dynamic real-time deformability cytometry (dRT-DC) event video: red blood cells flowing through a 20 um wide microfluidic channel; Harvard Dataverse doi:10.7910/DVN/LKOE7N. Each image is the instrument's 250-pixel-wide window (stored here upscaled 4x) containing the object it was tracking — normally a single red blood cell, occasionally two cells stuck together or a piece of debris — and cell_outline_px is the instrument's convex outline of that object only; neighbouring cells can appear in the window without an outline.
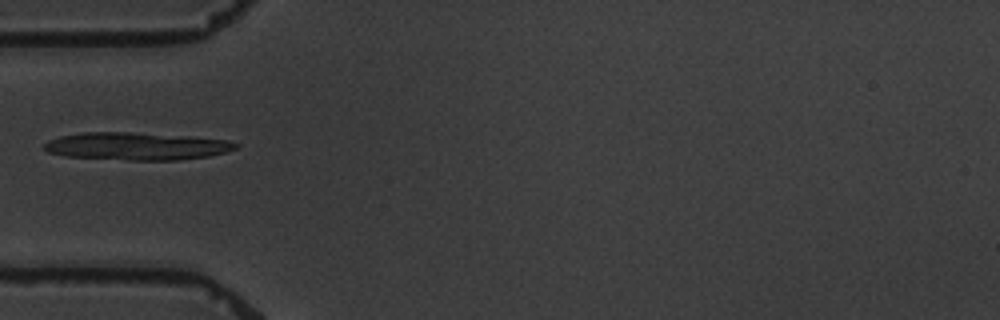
{"species": "common noctule bat (a hibernating species)", "species_latin": "Nyctalus noctula", "temperature_condition": "warm", "stored_images_in_passage": 1, "camera_frame_rate_fps": 3000, "um_per_image_px": 0.085, "animal": {"sex": "male", "body_mass_g": 19.5, "forearm_length_mm": 54.6}, "frame": {"image": 1, "passage_image": 1, "time_ms": 0.0, "image_size_px": [1000, 320], "cell_outline_px": [[240, 144], [236, 148], [228, 152], [208, 156], [176, 160], [128, 160], [64, 156], [48, 152], [44, 148], [44, 144], [48, 140], [60, 136], [84, 132], [132, 132], [192, 136], [228, 140]], "centroid_in_image_um": [11.63, 12.42], "position_along_channel_um": 73.4, "area_um2": 30.98}}